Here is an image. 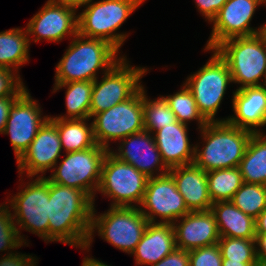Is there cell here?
Returning <instances> with one entry per match:
<instances>
[{"instance_id": "cell-10", "label": "cell", "mask_w": 266, "mask_h": 266, "mask_svg": "<svg viewBox=\"0 0 266 266\" xmlns=\"http://www.w3.org/2000/svg\"><path fill=\"white\" fill-rule=\"evenodd\" d=\"M96 144L108 150L110 141H120L131 134L144 131L143 85L127 100L106 111L93 115Z\"/></svg>"}, {"instance_id": "cell-23", "label": "cell", "mask_w": 266, "mask_h": 266, "mask_svg": "<svg viewBox=\"0 0 266 266\" xmlns=\"http://www.w3.org/2000/svg\"><path fill=\"white\" fill-rule=\"evenodd\" d=\"M176 248L173 224L149 222L142 239L131 255L136 265L158 263Z\"/></svg>"}, {"instance_id": "cell-27", "label": "cell", "mask_w": 266, "mask_h": 266, "mask_svg": "<svg viewBox=\"0 0 266 266\" xmlns=\"http://www.w3.org/2000/svg\"><path fill=\"white\" fill-rule=\"evenodd\" d=\"M239 169L245 183L266 185V135L253 133Z\"/></svg>"}, {"instance_id": "cell-14", "label": "cell", "mask_w": 266, "mask_h": 266, "mask_svg": "<svg viewBox=\"0 0 266 266\" xmlns=\"http://www.w3.org/2000/svg\"><path fill=\"white\" fill-rule=\"evenodd\" d=\"M261 5H264V0H227L211 22L212 32L205 49L213 50L230 38L263 32L265 24L258 28L250 26L256 9Z\"/></svg>"}, {"instance_id": "cell-34", "label": "cell", "mask_w": 266, "mask_h": 266, "mask_svg": "<svg viewBox=\"0 0 266 266\" xmlns=\"http://www.w3.org/2000/svg\"><path fill=\"white\" fill-rule=\"evenodd\" d=\"M7 203V204H6ZM8 202L0 204V252L11 251L23 246V242L17 231L11 209Z\"/></svg>"}, {"instance_id": "cell-32", "label": "cell", "mask_w": 266, "mask_h": 266, "mask_svg": "<svg viewBox=\"0 0 266 266\" xmlns=\"http://www.w3.org/2000/svg\"><path fill=\"white\" fill-rule=\"evenodd\" d=\"M230 201L243 213L256 219L266 209V185L244 182Z\"/></svg>"}, {"instance_id": "cell-8", "label": "cell", "mask_w": 266, "mask_h": 266, "mask_svg": "<svg viewBox=\"0 0 266 266\" xmlns=\"http://www.w3.org/2000/svg\"><path fill=\"white\" fill-rule=\"evenodd\" d=\"M148 179L133 165L119 160L109 150L102 164L97 191L113 200L110 207H140Z\"/></svg>"}, {"instance_id": "cell-33", "label": "cell", "mask_w": 266, "mask_h": 266, "mask_svg": "<svg viewBox=\"0 0 266 266\" xmlns=\"http://www.w3.org/2000/svg\"><path fill=\"white\" fill-rule=\"evenodd\" d=\"M218 244L222 259L235 262H258L255 239L220 237Z\"/></svg>"}, {"instance_id": "cell-38", "label": "cell", "mask_w": 266, "mask_h": 266, "mask_svg": "<svg viewBox=\"0 0 266 266\" xmlns=\"http://www.w3.org/2000/svg\"><path fill=\"white\" fill-rule=\"evenodd\" d=\"M149 266H189V251L175 248L158 263Z\"/></svg>"}, {"instance_id": "cell-15", "label": "cell", "mask_w": 266, "mask_h": 266, "mask_svg": "<svg viewBox=\"0 0 266 266\" xmlns=\"http://www.w3.org/2000/svg\"><path fill=\"white\" fill-rule=\"evenodd\" d=\"M28 88L14 101L3 134L10 136L16 161L29 148L40 127L49 118L42 117L40 105L30 96Z\"/></svg>"}, {"instance_id": "cell-36", "label": "cell", "mask_w": 266, "mask_h": 266, "mask_svg": "<svg viewBox=\"0 0 266 266\" xmlns=\"http://www.w3.org/2000/svg\"><path fill=\"white\" fill-rule=\"evenodd\" d=\"M26 89L19 74L0 68V98L20 96Z\"/></svg>"}, {"instance_id": "cell-40", "label": "cell", "mask_w": 266, "mask_h": 266, "mask_svg": "<svg viewBox=\"0 0 266 266\" xmlns=\"http://www.w3.org/2000/svg\"><path fill=\"white\" fill-rule=\"evenodd\" d=\"M19 96L0 98V134H3L10 108Z\"/></svg>"}, {"instance_id": "cell-26", "label": "cell", "mask_w": 266, "mask_h": 266, "mask_svg": "<svg viewBox=\"0 0 266 266\" xmlns=\"http://www.w3.org/2000/svg\"><path fill=\"white\" fill-rule=\"evenodd\" d=\"M56 125L65 153L89 149L96 145L92 121L85 119L50 118Z\"/></svg>"}, {"instance_id": "cell-24", "label": "cell", "mask_w": 266, "mask_h": 266, "mask_svg": "<svg viewBox=\"0 0 266 266\" xmlns=\"http://www.w3.org/2000/svg\"><path fill=\"white\" fill-rule=\"evenodd\" d=\"M210 211L215 217L220 237L255 239V219L243 213L231 201L214 202Z\"/></svg>"}, {"instance_id": "cell-21", "label": "cell", "mask_w": 266, "mask_h": 266, "mask_svg": "<svg viewBox=\"0 0 266 266\" xmlns=\"http://www.w3.org/2000/svg\"><path fill=\"white\" fill-rule=\"evenodd\" d=\"M187 133L188 125L177 121L153 134L162 161L168 169L194 163L195 145H190Z\"/></svg>"}, {"instance_id": "cell-11", "label": "cell", "mask_w": 266, "mask_h": 266, "mask_svg": "<svg viewBox=\"0 0 266 266\" xmlns=\"http://www.w3.org/2000/svg\"><path fill=\"white\" fill-rule=\"evenodd\" d=\"M108 151L96 144L89 149L66 153L47 178L53 183L82 190L95 202L102 164Z\"/></svg>"}, {"instance_id": "cell-43", "label": "cell", "mask_w": 266, "mask_h": 266, "mask_svg": "<svg viewBox=\"0 0 266 266\" xmlns=\"http://www.w3.org/2000/svg\"><path fill=\"white\" fill-rule=\"evenodd\" d=\"M256 233H266V209H264L255 219Z\"/></svg>"}, {"instance_id": "cell-19", "label": "cell", "mask_w": 266, "mask_h": 266, "mask_svg": "<svg viewBox=\"0 0 266 266\" xmlns=\"http://www.w3.org/2000/svg\"><path fill=\"white\" fill-rule=\"evenodd\" d=\"M232 107L234 115L223 118L235 127L262 133L266 126V86L245 87L233 91Z\"/></svg>"}, {"instance_id": "cell-25", "label": "cell", "mask_w": 266, "mask_h": 266, "mask_svg": "<svg viewBox=\"0 0 266 266\" xmlns=\"http://www.w3.org/2000/svg\"><path fill=\"white\" fill-rule=\"evenodd\" d=\"M30 43L26 29L12 28L0 32V68L17 72L29 61Z\"/></svg>"}, {"instance_id": "cell-37", "label": "cell", "mask_w": 266, "mask_h": 266, "mask_svg": "<svg viewBox=\"0 0 266 266\" xmlns=\"http://www.w3.org/2000/svg\"><path fill=\"white\" fill-rule=\"evenodd\" d=\"M197 6L198 12L205 17V21L208 23L217 16L219 10L227 2V0H194Z\"/></svg>"}, {"instance_id": "cell-20", "label": "cell", "mask_w": 266, "mask_h": 266, "mask_svg": "<svg viewBox=\"0 0 266 266\" xmlns=\"http://www.w3.org/2000/svg\"><path fill=\"white\" fill-rule=\"evenodd\" d=\"M173 227L176 248L179 249L190 251L217 244L220 240L217 223L210 210L189 212L179 218Z\"/></svg>"}, {"instance_id": "cell-7", "label": "cell", "mask_w": 266, "mask_h": 266, "mask_svg": "<svg viewBox=\"0 0 266 266\" xmlns=\"http://www.w3.org/2000/svg\"><path fill=\"white\" fill-rule=\"evenodd\" d=\"M29 180L22 183L24 188L8 199V204L13 209L12 216L24 245L28 246L29 243L21 235L20 229L36 234L49 243V179L44 176L35 180L29 177Z\"/></svg>"}, {"instance_id": "cell-18", "label": "cell", "mask_w": 266, "mask_h": 266, "mask_svg": "<svg viewBox=\"0 0 266 266\" xmlns=\"http://www.w3.org/2000/svg\"><path fill=\"white\" fill-rule=\"evenodd\" d=\"M117 148L115 151L110 149V152L119 160L133 165L148 178L169 172L162 161L154 135L149 131L131 134L120 140Z\"/></svg>"}, {"instance_id": "cell-9", "label": "cell", "mask_w": 266, "mask_h": 266, "mask_svg": "<svg viewBox=\"0 0 266 266\" xmlns=\"http://www.w3.org/2000/svg\"><path fill=\"white\" fill-rule=\"evenodd\" d=\"M211 58L194 74L185 80V85L193 93L199 112L208 122L222 121L215 119L227 86L232 83L227 62L213 49Z\"/></svg>"}, {"instance_id": "cell-4", "label": "cell", "mask_w": 266, "mask_h": 266, "mask_svg": "<svg viewBox=\"0 0 266 266\" xmlns=\"http://www.w3.org/2000/svg\"><path fill=\"white\" fill-rule=\"evenodd\" d=\"M215 50L227 62L232 83L245 87L266 83V35L264 32L234 37L220 43ZM263 79V82L260 80Z\"/></svg>"}, {"instance_id": "cell-46", "label": "cell", "mask_w": 266, "mask_h": 266, "mask_svg": "<svg viewBox=\"0 0 266 266\" xmlns=\"http://www.w3.org/2000/svg\"><path fill=\"white\" fill-rule=\"evenodd\" d=\"M266 35V22H265V26H264V31H263Z\"/></svg>"}, {"instance_id": "cell-3", "label": "cell", "mask_w": 266, "mask_h": 266, "mask_svg": "<svg viewBox=\"0 0 266 266\" xmlns=\"http://www.w3.org/2000/svg\"><path fill=\"white\" fill-rule=\"evenodd\" d=\"M199 131L204 143L195 145L194 164L205 172L239 167L253 134L228 121L208 122Z\"/></svg>"}, {"instance_id": "cell-13", "label": "cell", "mask_w": 266, "mask_h": 266, "mask_svg": "<svg viewBox=\"0 0 266 266\" xmlns=\"http://www.w3.org/2000/svg\"><path fill=\"white\" fill-rule=\"evenodd\" d=\"M139 208L148 222L156 223L174 224L190 212L169 172L148 179L145 195ZM157 217L160 221L156 220Z\"/></svg>"}, {"instance_id": "cell-31", "label": "cell", "mask_w": 266, "mask_h": 266, "mask_svg": "<svg viewBox=\"0 0 266 266\" xmlns=\"http://www.w3.org/2000/svg\"><path fill=\"white\" fill-rule=\"evenodd\" d=\"M147 97L143 85V118L145 131L154 134L157 130L177 122L174 112L163 96L157 97L154 100Z\"/></svg>"}, {"instance_id": "cell-17", "label": "cell", "mask_w": 266, "mask_h": 266, "mask_svg": "<svg viewBox=\"0 0 266 266\" xmlns=\"http://www.w3.org/2000/svg\"><path fill=\"white\" fill-rule=\"evenodd\" d=\"M57 125L48 118L40 127L29 148L17 160L19 178L44 177L47 170H53L62 153ZM41 173V175L39 174Z\"/></svg>"}, {"instance_id": "cell-41", "label": "cell", "mask_w": 266, "mask_h": 266, "mask_svg": "<svg viewBox=\"0 0 266 266\" xmlns=\"http://www.w3.org/2000/svg\"><path fill=\"white\" fill-rule=\"evenodd\" d=\"M256 256L260 266H266V233H256Z\"/></svg>"}, {"instance_id": "cell-45", "label": "cell", "mask_w": 266, "mask_h": 266, "mask_svg": "<svg viewBox=\"0 0 266 266\" xmlns=\"http://www.w3.org/2000/svg\"><path fill=\"white\" fill-rule=\"evenodd\" d=\"M81 266H110V265H107L106 263L99 261L96 258L94 259L92 256L91 257L87 256L84 257Z\"/></svg>"}, {"instance_id": "cell-39", "label": "cell", "mask_w": 266, "mask_h": 266, "mask_svg": "<svg viewBox=\"0 0 266 266\" xmlns=\"http://www.w3.org/2000/svg\"><path fill=\"white\" fill-rule=\"evenodd\" d=\"M38 261L32 255H26L22 253H7L0 259V266H36Z\"/></svg>"}, {"instance_id": "cell-2", "label": "cell", "mask_w": 266, "mask_h": 266, "mask_svg": "<svg viewBox=\"0 0 266 266\" xmlns=\"http://www.w3.org/2000/svg\"><path fill=\"white\" fill-rule=\"evenodd\" d=\"M118 53L119 51L105 40L77 33L55 66L54 83L95 81L99 70L104 74L123 58L124 55Z\"/></svg>"}, {"instance_id": "cell-5", "label": "cell", "mask_w": 266, "mask_h": 266, "mask_svg": "<svg viewBox=\"0 0 266 266\" xmlns=\"http://www.w3.org/2000/svg\"><path fill=\"white\" fill-rule=\"evenodd\" d=\"M96 214L94 205L89 238L84 250L89 252L94 233L98 232V236L116 249L132 254L149 223L140 208L110 207L104 213Z\"/></svg>"}, {"instance_id": "cell-44", "label": "cell", "mask_w": 266, "mask_h": 266, "mask_svg": "<svg viewBox=\"0 0 266 266\" xmlns=\"http://www.w3.org/2000/svg\"><path fill=\"white\" fill-rule=\"evenodd\" d=\"M222 266H260L259 262H235L230 259H222Z\"/></svg>"}, {"instance_id": "cell-12", "label": "cell", "mask_w": 266, "mask_h": 266, "mask_svg": "<svg viewBox=\"0 0 266 266\" xmlns=\"http://www.w3.org/2000/svg\"><path fill=\"white\" fill-rule=\"evenodd\" d=\"M149 71L133 67L124 56L102 79L93 81L89 118L129 99L141 86V78Z\"/></svg>"}, {"instance_id": "cell-42", "label": "cell", "mask_w": 266, "mask_h": 266, "mask_svg": "<svg viewBox=\"0 0 266 266\" xmlns=\"http://www.w3.org/2000/svg\"><path fill=\"white\" fill-rule=\"evenodd\" d=\"M57 1L78 11V9L87 6L94 0H57Z\"/></svg>"}, {"instance_id": "cell-22", "label": "cell", "mask_w": 266, "mask_h": 266, "mask_svg": "<svg viewBox=\"0 0 266 266\" xmlns=\"http://www.w3.org/2000/svg\"><path fill=\"white\" fill-rule=\"evenodd\" d=\"M169 173L190 212L211 209L213 203L208 193L207 172L193 163L171 168Z\"/></svg>"}, {"instance_id": "cell-30", "label": "cell", "mask_w": 266, "mask_h": 266, "mask_svg": "<svg viewBox=\"0 0 266 266\" xmlns=\"http://www.w3.org/2000/svg\"><path fill=\"white\" fill-rule=\"evenodd\" d=\"M163 97L174 112L177 121L188 125L191 120H195L198 122V129L200 130L208 123V121L199 112L193 93L184 82L181 90L173 95Z\"/></svg>"}, {"instance_id": "cell-1", "label": "cell", "mask_w": 266, "mask_h": 266, "mask_svg": "<svg viewBox=\"0 0 266 266\" xmlns=\"http://www.w3.org/2000/svg\"><path fill=\"white\" fill-rule=\"evenodd\" d=\"M94 204L86 192L49 180V242H62L84 250Z\"/></svg>"}, {"instance_id": "cell-35", "label": "cell", "mask_w": 266, "mask_h": 266, "mask_svg": "<svg viewBox=\"0 0 266 266\" xmlns=\"http://www.w3.org/2000/svg\"><path fill=\"white\" fill-rule=\"evenodd\" d=\"M189 266H222L219 244L190 250Z\"/></svg>"}, {"instance_id": "cell-28", "label": "cell", "mask_w": 266, "mask_h": 266, "mask_svg": "<svg viewBox=\"0 0 266 266\" xmlns=\"http://www.w3.org/2000/svg\"><path fill=\"white\" fill-rule=\"evenodd\" d=\"M66 88L65 103L66 114L59 115L57 119H85L89 118L93 81H72L68 83L54 84L53 93Z\"/></svg>"}, {"instance_id": "cell-16", "label": "cell", "mask_w": 266, "mask_h": 266, "mask_svg": "<svg viewBox=\"0 0 266 266\" xmlns=\"http://www.w3.org/2000/svg\"><path fill=\"white\" fill-rule=\"evenodd\" d=\"M25 29L30 44L31 40L36 43L41 39L58 43L66 36L73 38L78 33V14L75 9L57 0H48L29 20Z\"/></svg>"}, {"instance_id": "cell-29", "label": "cell", "mask_w": 266, "mask_h": 266, "mask_svg": "<svg viewBox=\"0 0 266 266\" xmlns=\"http://www.w3.org/2000/svg\"><path fill=\"white\" fill-rule=\"evenodd\" d=\"M207 181L212 203L230 201L244 183L239 167L209 171Z\"/></svg>"}, {"instance_id": "cell-6", "label": "cell", "mask_w": 266, "mask_h": 266, "mask_svg": "<svg viewBox=\"0 0 266 266\" xmlns=\"http://www.w3.org/2000/svg\"><path fill=\"white\" fill-rule=\"evenodd\" d=\"M144 1H92L78 13V33L85 37L105 40L119 51L129 35L116 31Z\"/></svg>"}]
</instances>
